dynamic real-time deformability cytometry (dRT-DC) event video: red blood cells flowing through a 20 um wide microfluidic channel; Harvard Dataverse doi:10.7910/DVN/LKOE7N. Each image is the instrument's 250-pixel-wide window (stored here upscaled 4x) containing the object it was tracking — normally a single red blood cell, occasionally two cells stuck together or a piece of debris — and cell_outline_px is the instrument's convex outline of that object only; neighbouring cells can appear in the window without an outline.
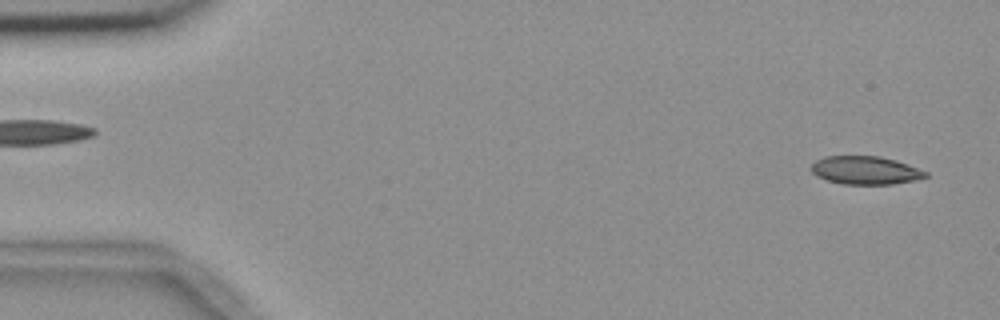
{"species": "common noctule bat (a hibernating species)", "species_latin": "Nyctalus noctula", "temperature_condition": "room temperature", "stored_images_in_passage": 50, "camera_frame_rate_fps": 3000, "um_per_image_px": 0.085, "animal": {"sex": "female", "body_mass_g": 18.4}, "frame": {"image": 1, "passage_image": 2, "time_ms": 0.333, "image_size_px": [1000, 320], "cell_outline_px": [[928, 176], [916, 180], [892, 184], [844, 184], [828, 180], [816, 176], [812, 172], [812, 164], [816, 160], [824, 156], [880, 156], [896, 160], [908, 164], [928, 172]], "centroid_in_image_um": [73.58, 14.47], "position_along_channel_um": 11.4, "area_um2": 18.79}}
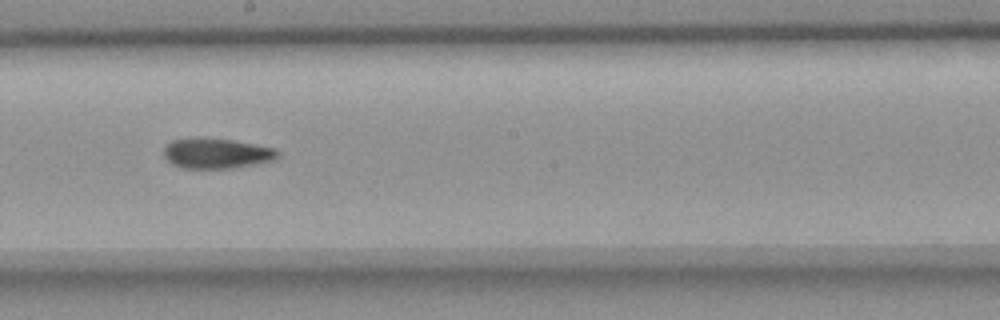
{"frame": {"image": 2, "passage_image": 30, "time_ms": 9.667, "image_size_px": [1000, 320], "cell_outline_px": [[280, 156], [272, 160], [252, 164], [228, 168], [180, 168], [172, 164], [164, 156], [164, 148], [172, 140], [192, 136], [200, 136], [232, 140], [276, 148], [280, 152]], "centroid_in_image_um": [18.37, 13.0], "position_along_channel_um": 229.8, "area_um2": 20.29}}
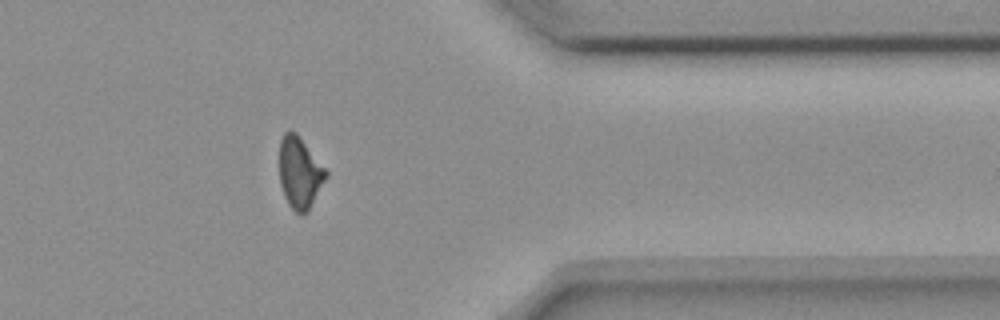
{"frame": {"image": 3, "passage_image": 44, "time_ms": 14.333, "image_size_px": [1000, 320], "cell_outline_px": [[328, 176], [308, 212], [300, 216], [288, 204], [284, 196], [280, 184], [280, 140], [284, 132], [296, 132], [328, 172]], "centroid_in_image_um": [25.48, 14.72], "position_along_channel_um": 385.9, "area_um2": 19.36}, "authors_computed_cell_mechanics": {"area_um2": 19.941, "velocity_mm_per_s": 3.6704, "shape_relaxation_time_tau1_ms": 3.33, "shape_relaxation_time_tau2_ms": 4.2336, "deformation_change_tau1": 0.1297, "deformation_change_tau2": 0.1205}}